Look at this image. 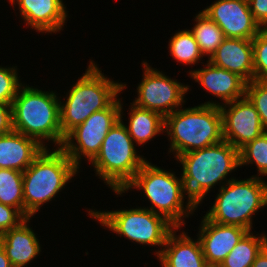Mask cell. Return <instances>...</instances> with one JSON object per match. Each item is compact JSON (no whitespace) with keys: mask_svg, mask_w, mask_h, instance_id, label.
I'll list each match as a JSON object with an SVG mask.
<instances>
[{"mask_svg":"<svg viewBox=\"0 0 267 267\" xmlns=\"http://www.w3.org/2000/svg\"><path fill=\"white\" fill-rule=\"evenodd\" d=\"M123 104L124 101L121 98L120 120L126 126L130 137L138 147H144L149 141H154L153 138H157L160 134L164 135V117L160 113L138 107L131 102L127 109L128 121L124 122L126 117H123L125 111Z\"/></svg>","mask_w":267,"mask_h":267,"instance_id":"21","label":"cell"},{"mask_svg":"<svg viewBox=\"0 0 267 267\" xmlns=\"http://www.w3.org/2000/svg\"><path fill=\"white\" fill-rule=\"evenodd\" d=\"M201 11L221 28L226 38L252 40L262 29L248 0H216Z\"/></svg>","mask_w":267,"mask_h":267,"instance_id":"13","label":"cell"},{"mask_svg":"<svg viewBox=\"0 0 267 267\" xmlns=\"http://www.w3.org/2000/svg\"><path fill=\"white\" fill-rule=\"evenodd\" d=\"M126 126L119 119L107 133L100 152L90 163L95 176L112 191H123L148 161L138 152Z\"/></svg>","mask_w":267,"mask_h":267,"instance_id":"9","label":"cell"},{"mask_svg":"<svg viewBox=\"0 0 267 267\" xmlns=\"http://www.w3.org/2000/svg\"><path fill=\"white\" fill-rule=\"evenodd\" d=\"M183 227H175L167 236L158 259L161 267H206L198 237L193 239ZM179 232V233H177ZM178 234V235H177Z\"/></svg>","mask_w":267,"mask_h":267,"instance_id":"17","label":"cell"},{"mask_svg":"<svg viewBox=\"0 0 267 267\" xmlns=\"http://www.w3.org/2000/svg\"><path fill=\"white\" fill-rule=\"evenodd\" d=\"M222 115L223 138L240 150L258 138L265 130L254 105L245 96L219 106Z\"/></svg>","mask_w":267,"mask_h":267,"instance_id":"12","label":"cell"},{"mask_svg":"<svg viewBox=\"0 0 267 267\" xmlns=\"http://www.w3.org/2000/svg\"><path fill=\"white\" fill-rule=\"evenodd\" d=\"M240 168L255 164L257 174L252 176L267 178V132L247 143L239 150ZM262 176V177H261Z\"/></svg>","mask_w":267,"mask_h":267,"instance_id":"26","label":"cell"},{"mask_svg":"<svg viewBox=\"0 0 267 267\" xmlns=\"http://www.w3.org/2000/svg\"><path fill=\"white\" fill-rule=\"evenodd\" d=\"M206 267H222L220 264H207Z\"/></svg>","mask_w":267,"mask_h":267,"instance_id":"35","label":"cell"},{"mask_svg":"<svg viewBox=\"0 0 267 267\" xmlns=\"http://www.w3.org/2000/svg\"><path fill=\"white\" fill-rule=\"evenodd\" d=\"M43 149L35 139L14 130L0 135V168L24 172Z\"/></svg>","mask_w":267,"mask_h":267,"instance_id":"20","label":"cell"},{"mask_svg":"<svg viewBox=\"0 0 267 267\" xmlns=\"http://www.w3.org/2000/svg\"><path fill=\"white\" fill-rule=\"evenodd\" d=\"M252 267H267V244L258 253Z\"/></svg>","mask_w":267,"mask_h":267,"instance_id":"33","label":"cell"},{"mask_svg":"<svg viewBox=\"0 0 267 267\" xmlns=\"http://www.w3.org/2000/svg\"><path fill=\"white\" fill-rule=\"evenodd\" d=\"M85 72L70 86L66 97L59 95L60 124L65 137L91 114L107 108L126 88V82L111 79L92 58ZM63 97V99H62Z\"/></svg>","mask_w":267,"mask_h":267,"instance_id":"4","label":"cell"},{"mask_svg":"<svg viewBox=\"0 0 267 267\" xmlns=\"http://www.w3.org/2000/svg\"><path fill=\"white\" fill-rule=\"evenodd\" d=\"M208 61L238 74L247 83L254 80L252 40L225 38Z\"/></svg>","mask_w":267,"mask_h":267,"instance_id":"19","label":"cell"},{"mask_svg":"<svg viewBox=\"0 0 267 267\" xmlns=\"http://www.w3.org/2000/svg\"><path fill=\"white\" fill-rule=\"evenodd\" d=\"M168 42V52L177 63L184 66H195L204 63L203 55L199 49V45L194 39L190 29H181L174 32Z\"/></svg>","mask_w":267,"mask_h":267,"instance_id":"24","label":"cell"},{"mask_svg":"<svg viewBox=\"0 0 267 267\" xmlns=\"http://www.w3.org/2000/svg\"><path fill=\"white\" fill-rule=\"evenodd\" d=\"M245 96L257 110L262 126L267 132V80H252L246 84Z\"/></svg>","mask_w":267,"mask_h":267,"instance_id":"28","label":"cell"},{"mask_svg":"<svg viewBox=\"0 0 267 267\" xmlns=\"http://www.w3.org/2000/svg\"><path fill=\"white\" fill-rule=\"evenodd\" d=\"M19 68L14 65H0V103L12 104L19 88L25 83L19 76Z\"/></svg>","mask_w":267,"mask_h":267,"instance_id":"27","label":"cell"},{"mask_svg":"<svg viewBox=\"0 0 267 267\" xmlns=\"http://www.w3.org/2000/svg\"><path fill=\"white\" fill-rule=\"evenodd\" d=\"M234 179L218 189L215 199L206 214L215 223L234 225L253 229V218L267 208V181L264 178L250 176Z\"/></svg>","mask_w":267,"mask_h":267,"instance_id":"7","label":"cell"},{"mask_svg":"<svg viewBox=\"0 0 267 267\" xmlns=\"http://www.w3.org/2000/svg\"><path fill=\"white\" fill-rule=\"evenodd\" d=\"M12 9H18L19 18L27 28L39 34H61L64 30L69 11L63 0H8ZM17 7V8H15Z\"/></svg>","mask_w":267,"mask_h":267,"instance_id":"15","label":"cell"},{"mask_svg":"<svg viewBox=\"0 0 267 267\" xmlns=\"http://www.w3.org/2000/svg\"><path fill=\"white\" fill-rule=\"evenodd\" d=\"M0 203L17 208L24 215L23 172L0 168Z\"/></svg>","mask_w":267,"mask_h":267,"instance_id":"25","label":"cell"},{"mask_svg":"<svg viewBox=\"0 0 267 267\" xmlns=\"http://www.w3.org/2000/svg\"><path fill=\"white\" fill-rule=\"evenodd\" d=\"M58 95L56 90L24 83L11 104L13 130L35 139L44 148L51 145L61 148L65 137L61 131Z\"/></svg>","mask_w":267,"mask_h":267,"instance_id":"3","label":"cell"},{"mask_svg":"<svg viewBox=\"0 0 267 267\" xmlns=\"http://www.w3.org/2000/svg\"><path fill=\"white\" fill-rule=\"evenodd\" d=\"M26 219L17 208L0 203V237L9 229L19 226Z\"/></svg>","mask_w":267,"mask_h":267,"instance_id":"30","label":"cell"},{"mask_svg":"<svg viewBox=\"0 0 267 267\" xmlns=\"http://www.w3.org/2000/svg\"><path fill=\"white\" fill-rule=\"evenodd\" d=\"M199 226L197 237L200 240L203 255L207 264H220L235 245L249 232V230L234 226L215 223L205 215Z\"/></svg>","mask_w":267,"mask_h":267,"instance_id":"16","label":"cell"},{"mask_svg":"<svg viewBox=\"0 0 267 267\" xmlns=\"http://www.w3.org/2000/svg\"><path fill=\"white\" fill-rule=\"evenodd\" d=\"M80 171L61 148H44L23 172L24 216L34 218Z\"/></svg>","mask_w":267,"mask_h":267,"instance_id":"5","label":"cell"},{"mask_svg":"<svg viewBox=\"0 0 267 267\" xmlns=\"http://www.w3.org/2000/svg\"><path fill=\"white\" fill-rule=\"evenodd\" d=\"M120 104L118 96L107 108L94 112L65 136L61 149L79 170L82 159L89 164L100 152L107 133L120 119Z\"/></svg>","mask_w":267,"mask_h":267,"instance_id":"10","label":"cell"},{"mask_svg":"<svg viewBox=\"0 0 267 267\" xmlns=\"http://www.w3.org/2000/svg\"><path fill=\"white\" fill-rule=\"evenodd\" d=\"M174 160L182 165L180 173L185 191L198 208L208 193L234 179L230 175L240 168L239 150L225 140L181 154Z\"/></svg>","mask_w":267,"mask_h":267,"instance_id":"1","label":"cell"},{"mask_svg":"<svg viewBox=\"0 0 267 267\" xmlns=\"http://www.w3.org/2000/svg\"><path fill=\"white\" fill-rule=\"evenodd\" d=\"M133 189V190H131ZM137 190L148 199L149 207L142 206L154 213L164 216L175 227L186 225V219L198 210V207L187 195L182 176H176L173 169L165 170L149 160L135 174L133 180L123 191H112L115 195L124 196L129 191ZM143 191V193H142ZM124 193V194H123ZM185 199H187L185 201Z\"/></svg>","mask_w":267,"mask_h":267,"instance_id":"2","label":"cell"},{"mask_svg":"<svg viewBox=\"0 0 267 267\" xmlns=\"http://www.w3.org/2000/svg\"><path fill=\"white\" fill-rule=\"evenodd\" d=\"M254 59V79L267 80V28L252 39Z\"/></svg>","mask_w":267,"mask_h":267,"instance_id":"29","label":"cell"},{"mask_svg":"<svg viewBox=\"0 0 267 267\" xmlns=\"http://www.w3.org/2000/svg\"><path fill=\"white\" fill-rule=\"evenodd\" d=\"M204 65V66H203ZM202 67L188 70V77L192 78L216 100H207L202 105L221 106L245 97L247 82L238 74L230 72L224 68L211 64L206 60ZM220 101V102H219Z\"/></svg>","mask_w":267,"mask_h":267,"instance_id":"14","label":"cell"},{"mask_svg":"<svg viewBox=\"0 0 267 267\" xmlns=\"http://www.w3.org/2000/svg\"><path fill=\"white\" fill-rule=\"evenodd\" d=\"M193 17L194 24L190 31L208 61L226 37L221 28L201 10Z\"/></svg>","mask_w":267,"mask_h":267,"instance_id":"23","label":"cell"},{"mask_svg":"<svg viewBox=\"0 0 267 267\" xmlns=\"http://www.w3.org/2000/svg\"><path fill=\"white\" fill-rule=\"evenodd\" d=\"M164 133L173 158L224 140L219 106L198 104L180 107L164 117Z\"/></svg>","mask_w":267,"mask_h":267,"instance_id":"6","label":"cell"},{"mask_svg":"<svg viewBox=\"0 0 267 267\" xmlns=\"http://www.w3.org/2000/svg\"><path fill=\"white\" fill-rule=\"evenodd\" d=\"M30 220L32 218H27L0 237V245L13 267H28L42 252L40 236L30 226Z\"/></svg>","mask_w":267,"mask_h":267,"instance_id":"18","label":"cell"},{"mask_svg":"<svg viewBox=\"0 0 267 267\" xmlns=\"http://www.w3.org/2000/svg\"><path fill=\"white\" fill-rule=\"evenodd\" d=\"M13 131L12 108L10 104L0 103V135Z\"/></svg>","mask_w":267,"mask_h":267,"instance_id":"32","label":"cell"},{"mask_svg":"<svg viewBox=\"0 0 267 267\" xmlns=\"http://www.w3.org/2000/svg\"><path fill=\"white\" fill-rule=\"evenodd\" d=\"M267 244L265 232L249 231L220 263L222 267H252L258 253Z\"/></svg>","mask_w":267,"mask_h":267,"instance_id":"22","label":"cell"},{"mask_svg":"<svg viewBox=\"0 0 267 267\" xmlns=\"http://www.w3.org/2000/svg\"><path fill=\"white\" fill-rule=\"evenodd\" d=\"M142 80L138 83L133 104L160 113L163 117L184 106L191 87L153 68L148 61H142ZM190 90V91H189Z\"/></svg>","mask_w":267,"mask_h":267,"instance_id":"11","label":"cell"},{"mask_svg":"<svg viewBox=\"0 0 267 267\" xmlns=\"http://www.w3.org/2000/svg\"><path fill=\"white\" fill-rule=\"evenodd\" d=\"M250 11L261 28H267V0H248Z\"/></svg>","mask_w":267,"mask_h":267,"instance_id":"31","label":"cell"},{"mask_svg":"<svg viewBox=\"0 0 267 267\" xmlns=\"http://www.w3.org/2000/svg\"><path fill=\"white\" fill-rule=\"evenodd\" d=\"M121 209V210H120ZM116 210H97L87 209L88 216L97 221L100 226L105 227L118 237H124L125 240L140 246H152L158 248L154 252L157 258L165 245L167 236L175 228L164 216L154 213L144 207Z\"/></svg>","mask_w":267,"mask_h":267,"instance_id":"8","label":"cell"},{"mask_svg":"<svg viewBox=\"0 0 267 267\" xmlns=\"http://www.w3.org/2000/svg\"><path fill=\"white\" fill-rule=\"evenodd\" d=\"M0 267H13L1 245H0Z\"/></svg>","mask_w":267,"mask_h":267,"instance_id":"34","label":"cell"}]
</instances>
